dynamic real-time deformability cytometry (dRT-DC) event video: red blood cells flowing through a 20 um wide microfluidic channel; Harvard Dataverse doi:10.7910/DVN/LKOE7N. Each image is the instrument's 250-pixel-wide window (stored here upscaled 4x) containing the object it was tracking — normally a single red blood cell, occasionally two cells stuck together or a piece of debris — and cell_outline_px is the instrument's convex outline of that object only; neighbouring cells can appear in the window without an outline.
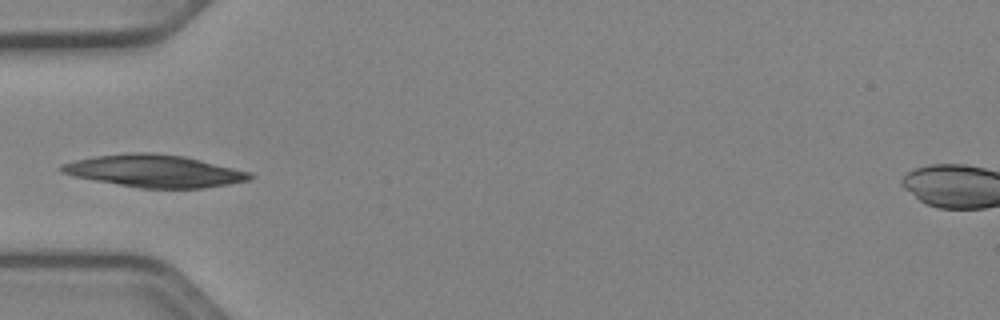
{"species": "Egyptian fruit bat (a non-hibernating species)", "species_latin": "Rousettus aegyptiacus", "temperature_condition": "cold", "stored_images_in_passage": 19, "camera_frame_rate_fps": 3000, "um_per_image_px": 0.085, "animal": {"sex": "female"}, "frame": {"image": 1, "passage_image": 1, "time_ms": 0.0, "image_size_px": [1000, 320], "cell_outline_px": [[256, 176], [248, 180], [228, 184], [204, 188], [140, 188], [72, 176], [60, 172], [60, 164], [76, 160], [96, 156], [132, 152], [148, 152], [184, 156], [252, 172]], "centroid_in_image_um": [13.14, 14.53], "position_along_channel_um": 71.9, "area_um2": 35.43}}
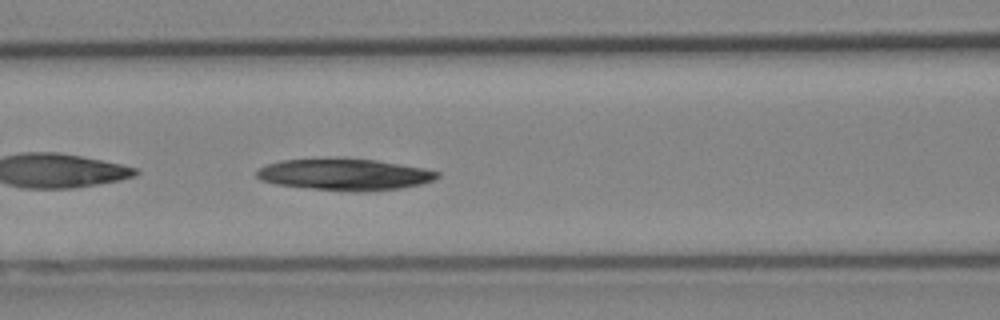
{"frame": {"image": 2, "passage_image": 6, "time_ms": 1.667, "image_size_px": [1000, 320], "cell_outline_px": [[440, 176], [432, 180], [420, 184], [400, 188], [364, 192], [352, 192], [312, 188], [276, 184], [260, 180], [256, 176], [256, 168], [264, 164], [280, 160], [376, 160], [424, 168], [440, 172]], "centroid_in_image_um": [29.28, 14.85], "position_along_channel_um": 137.3, "area_um2": 32.66}}
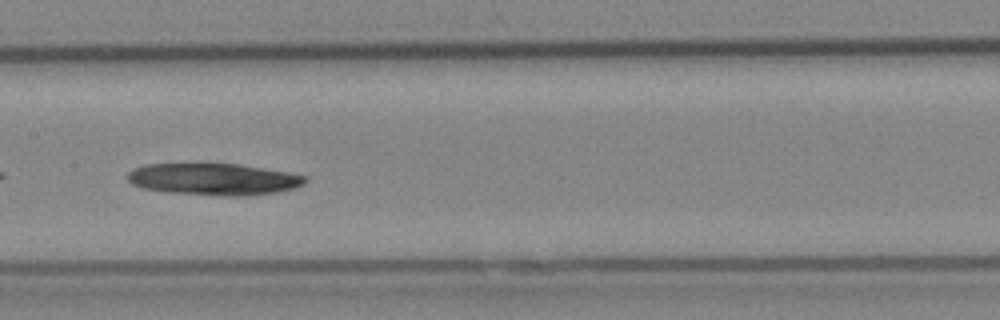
{"frame": {"image": 3, "passage_image": 10, "time_ms": 3.0, "image_size_px": [1000, 320], "cell_outline_px": [[308, 180], [304, 184], [296, 188], [276, 192], [244, 196], [220, 196], [164, 192], [144, 188], [132, 184], [128, 180], [128, 172], [132, 168], [148, 164], [240, 164], [288, 172], [308, 176]], "centroid_in_image_um": [18.19, 15.24], "position_along_channel_um": 189.2, "area_um2": 33.12}}